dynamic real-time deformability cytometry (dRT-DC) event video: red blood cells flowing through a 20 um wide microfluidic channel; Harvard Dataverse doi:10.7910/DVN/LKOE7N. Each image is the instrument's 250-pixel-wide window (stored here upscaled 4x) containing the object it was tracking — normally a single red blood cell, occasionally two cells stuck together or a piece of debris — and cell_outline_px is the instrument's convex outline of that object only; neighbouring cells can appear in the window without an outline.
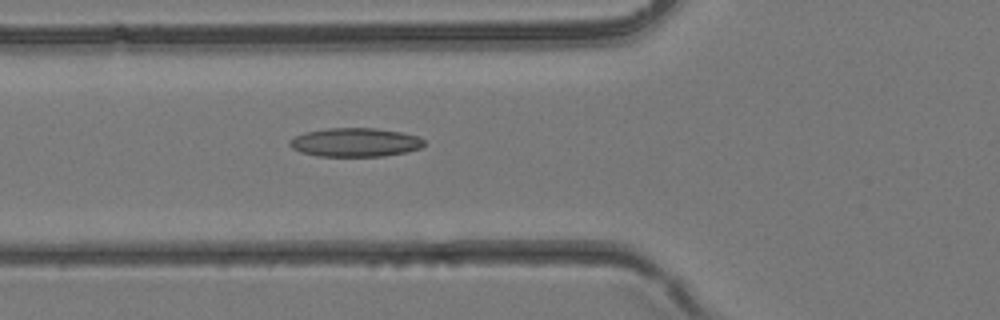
{"species": "common noctule bat (a hibernating species)", "species_latin": "Nyctalus noctula", "temperature_condition": "room temperature", "stored_images_in_passage": 38, "camera_frame_rate_fps": 3000, "um_per_image_px": 0.085, "animal": {"sex": "female", "body_mass_g": 24.6, "forearm_length_mm": 56.2}, "frame": {"image": 1, "passage_image": 14, "time_ms": 4.333, "image_size_px": [1000, 320], "cell_outline_px": [[424, 144], [420, 148], [408, 152], [384, 156], [316, 156], [300, 152], [292, 148], [288, 144], [288, 140], [304, 132], [328, 128], [376, 128], [400, 132], [416, 136], [424, 140]], "centroid_in_image_um": [30.16, 12.1], "position_along_channel_um": 95.6, "area_um2": 22.6}}
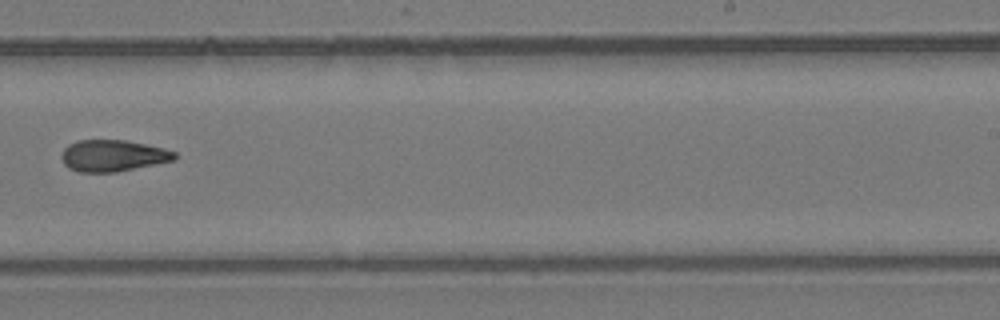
{"frame": {"image": 2, "passage_image": 24, "time_ms": 7.667, "image_size_px": [1000, 320], "cell_outline_px": [[176, 160], [116, 172], [80, 172], [68, 168], [64, 164], [60, 156], [64, 148], [68, 144], [76, 140], [124, 140], [164, 148], [176, 152]], "centroid_in_image_um": [9.58, 13.23], "position_along_channel_um": 279.4, "area_um2": 20.87}}
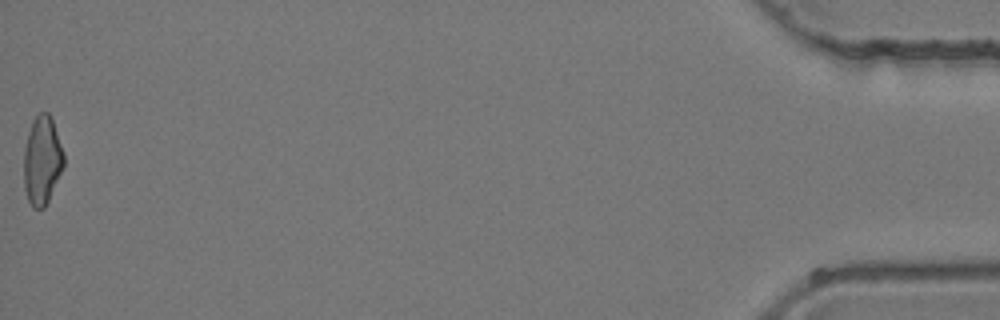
{"frame": {"image": 3, "passage_image": 38, "time_ms": 12.333, "image_size_px": [1000, 320], "cell_outline_px": [[64, 164], [48, 200], [44, 208], [32, 208], [28, 200], [24, 188], [24, 148], [28, 132], [32, 120], [40, 112], [48, 112], [52, 120], [64, 152]], "centroid_in_image_um": [3.56, 13.62], "position_along_channel_um": 431.6, "area_um2": 20.46}}